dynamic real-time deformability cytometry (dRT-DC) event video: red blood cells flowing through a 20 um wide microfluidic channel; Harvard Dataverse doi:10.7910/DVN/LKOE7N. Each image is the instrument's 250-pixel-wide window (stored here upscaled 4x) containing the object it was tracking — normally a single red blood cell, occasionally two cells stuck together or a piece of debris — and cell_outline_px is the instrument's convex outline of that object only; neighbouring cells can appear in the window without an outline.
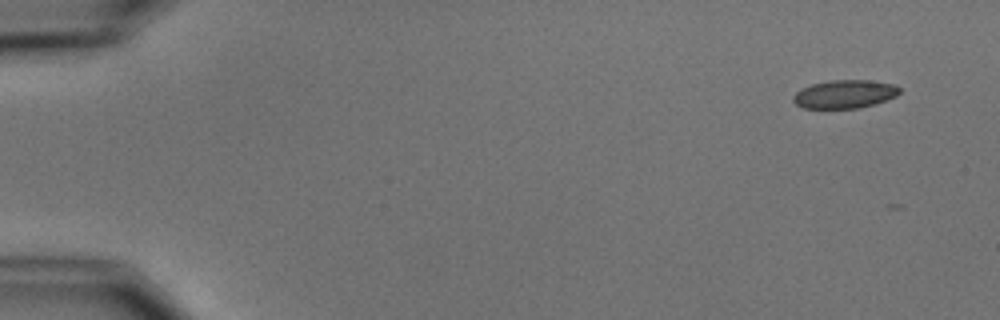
{"species": "common noctule bat (a hibernating species)", "species_latin": "Nyctalus noctula", "temperature_condition": "cold", "stored_images_in_passage": 6, "camera_frame_rate_fps": 3000, "um_per_image_px": 0.085, "animal": {"sex": "male", "body_mass_g": 15.6}, "frame": {"image": 1, "passage_image": 1, "time_ms": 0.0, "image_size_px": [1000, 320], "cell_outline_px": [[900, 92], [896, 96], [860, 108], [804, 108], [796, 104], [792, 100], [792, 96], [796, 92], [812, 84], [832, 80], [868, 80], [896, 84], [900, 88]], "centroid_in_image_um": [71.8, 7.99], "position_along_channel_um": 13.2, "area_um2": 17.4}}
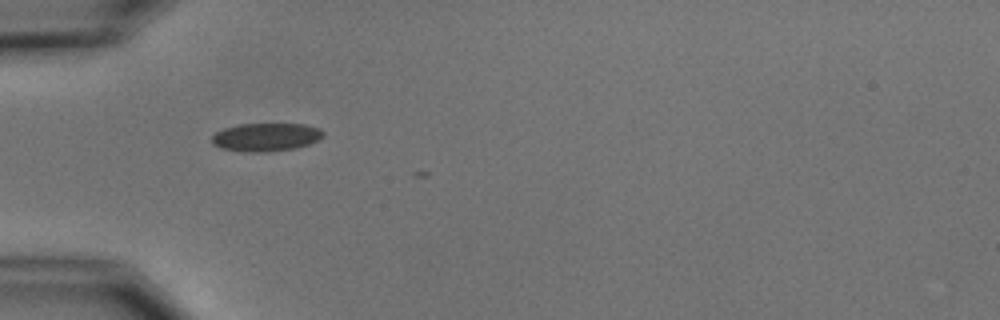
{"frame": {"image": 2, "passage_image": 5, "time_ms": 4.667, "image_size_px": [1000, 320], "cell_outline_px": [[324, 136], [308, 144], [296, 148], [264, 152], [244, 152], [220, 148], [212, 144], [212, 136], [216, 132], [224, 128], [240, 124], [304, 124], [320, 128], [324, 132]], "centroid_in_image_um": [22.59, 11.65], "position_along_channel_um": 62.4, "area_um2": 18.32}}